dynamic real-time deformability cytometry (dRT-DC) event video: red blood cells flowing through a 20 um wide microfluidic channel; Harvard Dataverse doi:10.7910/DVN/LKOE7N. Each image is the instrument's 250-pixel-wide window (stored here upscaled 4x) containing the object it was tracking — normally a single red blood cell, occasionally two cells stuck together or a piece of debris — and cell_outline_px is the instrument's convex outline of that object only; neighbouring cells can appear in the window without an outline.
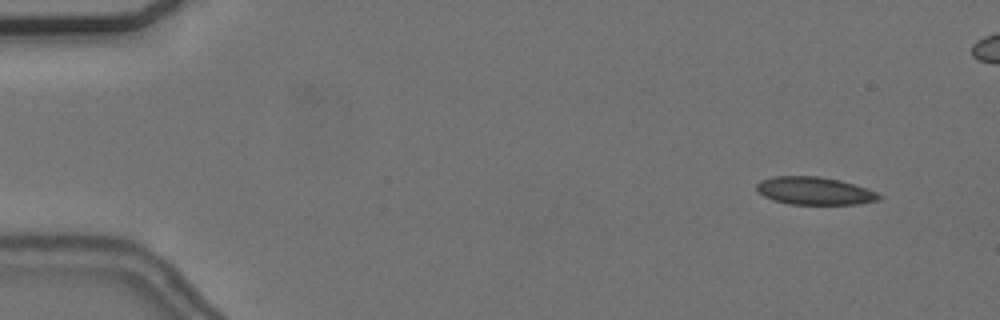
{"species": "common noctule bat (a hibernating species)", "species_latin": "Nyctalus noctula", "temperature_condition": "cold", "stored_images_in_passage": 57, "segment_of_instrument_passage": [1, 2], "camera_frame_rate_fps": 3000, "um_per_image_px": 0.085, "animal": {"sex": "female", "body_mass_g": 24.6, "forearm_length_mm": 56.2}, "frame": {"image": 1, "passage_image": 5, "time_ms": 1.333, "image_size_px": [1000, 320], "cell_outline_px": [[884, 196], [880, 200], [860, 204], [788, 204], [772, 200], [756, 192], [756, 184], [760, 180], [772, 176], [816, 176], [840, 180], [876, 192]], "centroid_in_image_um": [69.2, 16.23], "position_along_channel_um": 15.8, "area_um2": 19.94}}
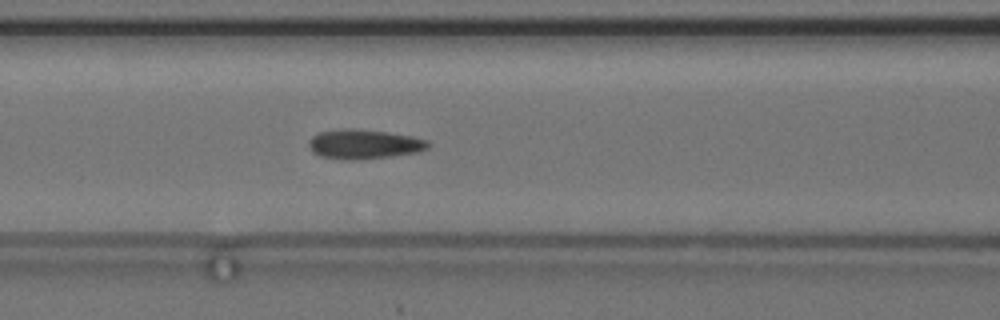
{"frame": {"image": 2, "passage_image": 24, "time_ms": 7.667, "image_size_px": [1000, 320], "cell_outline_px": [[432, 144], [428, 148], [416, 152], [360, 160], [344, 160], [320, 156], [312, 152], [308, 144], [308, 140], [312, 136], [320, 132], [344, 128], [352, 128], [388, 132], [412, 136], [428, 140]], "centroid_in_image_um": [30.93, 12.25], "position_along_channel_um": 135.7, "area_um2": 20.63}}
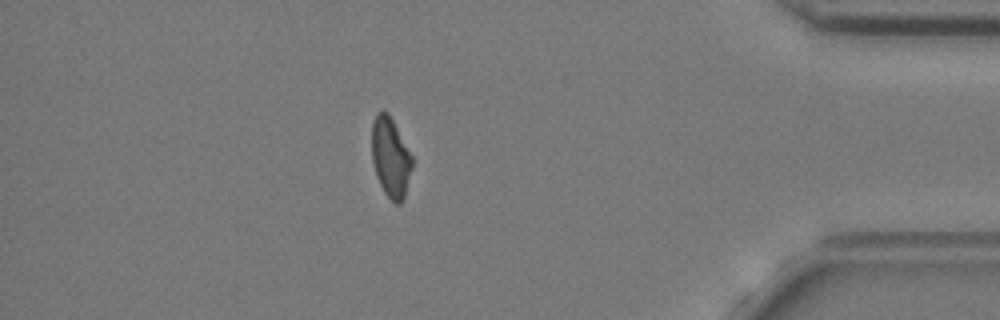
{"frame": {"image": 3, "passage_image": 49, "time_ms": 16.0, "image_size_px": [1000, 320], "cell_outline_px": [[412, 168], [404, 200], [400, 204], [396, 204], [384, 192], [376, 176], [372, 160], [372, 120], [376, 112], [388, 112], [412, 156]], "centroid_in_image_um": [33.19, 13.39], "position_along_channel_um": 402.0, "area_um2": 18.73}}